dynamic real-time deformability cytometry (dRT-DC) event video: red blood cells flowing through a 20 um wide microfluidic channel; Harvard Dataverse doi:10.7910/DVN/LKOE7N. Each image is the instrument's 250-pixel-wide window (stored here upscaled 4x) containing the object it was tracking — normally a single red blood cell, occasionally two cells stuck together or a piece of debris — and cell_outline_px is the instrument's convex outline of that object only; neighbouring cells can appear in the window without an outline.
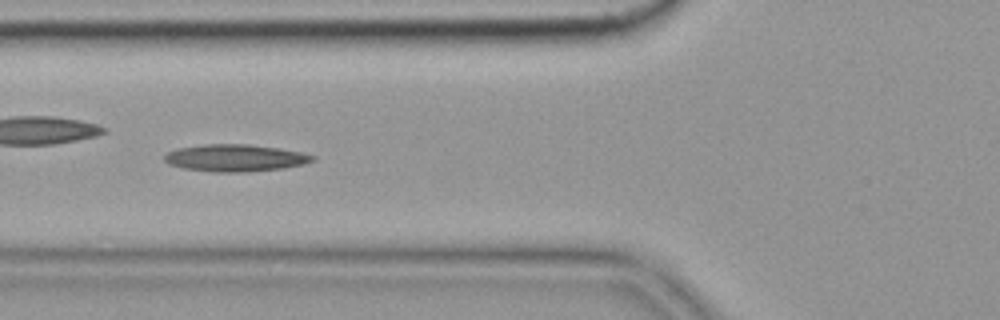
{"species": "common noctule bat (a hibernating species)", "species_latin": "Nyctalus noctula", "temperature_condition": "cold", "stored_images_in_passage": 41, "camera_frame_rate_fps": 3000, "um_per_image_px": 0.085, "animal": {"sex": "female", "body_mass_g": 19.9}, "frame": {"image": 1, "passage_image": 7, "time_ms": 2.0, "image_size_px": [1000, 320], "cell_outline_px": [[316, 160], [304, 164], [284, 168], [248, 172], [212, 172], [180, 168], [168, 164], [164, 160], [164, 156], [168, 152], [176, 148], [204, 144], [248, 144], [280, 148], [300, 152], [316, 156]], "centroid_in_image_um": [19.98, 13.43], "position_along_channel_um": 105.8, "area_um2": 23.7}}